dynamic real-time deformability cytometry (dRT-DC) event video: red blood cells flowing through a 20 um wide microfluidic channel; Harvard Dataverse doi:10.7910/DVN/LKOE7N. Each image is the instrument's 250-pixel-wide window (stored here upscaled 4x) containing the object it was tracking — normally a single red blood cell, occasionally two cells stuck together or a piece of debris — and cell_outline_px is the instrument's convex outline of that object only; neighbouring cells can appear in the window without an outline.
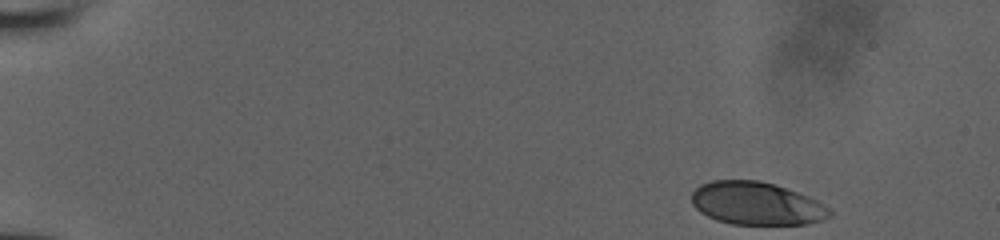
{"species": "human", "species_latin": "Homo sapiens", "temperature_condition": "room temperature", "stored_images_in_passage": 16, "camera_frame_rate_fps": 3000, "um_per_image_px": 0.085, "donor": {"sex": "male"}, "frame": {"image": 1, "passage_image": 1, "time_ms": 0.0, "image_size_px": [1000, 240], "cell_outline_px": [[832, 216], [808, 224], [732, 224], [716, 220], [700, 212], [692, 204], [692, 192], [700, 184], [712, 180], [760, 180], [808, 196], [816, 200], [828, 208], [832, 212]], "centroid_in_image_um": [64.27, 17.3], "position_along_channel_um": 20.7, "area_um2": 34.33}}
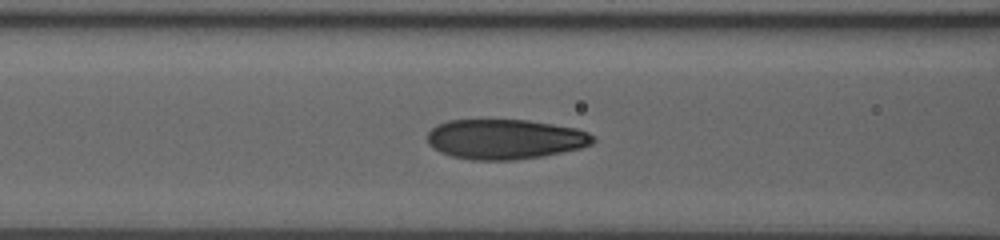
{"frame": {"image": 2, "passage_image": 12, "time_ms": 6.0, "image_size_px": [1000, 240], "cell_outline_px": [[596, 140], [592, 144], [580, 148], [544, 156], [516, 160], [472, 160], [452, 156], [440, 152], [428, 144], [428, 132], [436, 124], [448, 120], [528, 120], [576, 128], [588, 132], [596, 136]], "centroid_in_image_um": [42.94, 11.83], "position_along_channel_um": 123.7, "area_um2": 38.78}}
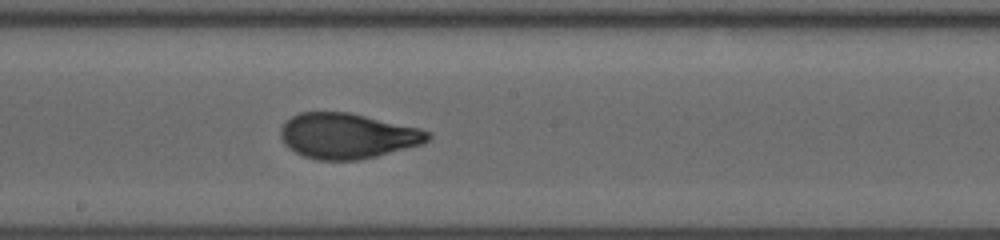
{"frame": {"image": 3, "passage_image": 16, "time_ms": 8.333, "image_size_px": [1000, 240], "cell_outline_px": [[432, 136], [424, 144], [376, 156], [356, 160], [316, 160], [304, 156], [288, 148], [284, 144], [280, 136], [280, 128], [284, 120], [300, 112], [348, 112], [420, 128], [432, 132]], "centroid_in_image_um": [29.52, 11.55], "position_along_channel_um": 218.7, "area_um2": 39.19}}